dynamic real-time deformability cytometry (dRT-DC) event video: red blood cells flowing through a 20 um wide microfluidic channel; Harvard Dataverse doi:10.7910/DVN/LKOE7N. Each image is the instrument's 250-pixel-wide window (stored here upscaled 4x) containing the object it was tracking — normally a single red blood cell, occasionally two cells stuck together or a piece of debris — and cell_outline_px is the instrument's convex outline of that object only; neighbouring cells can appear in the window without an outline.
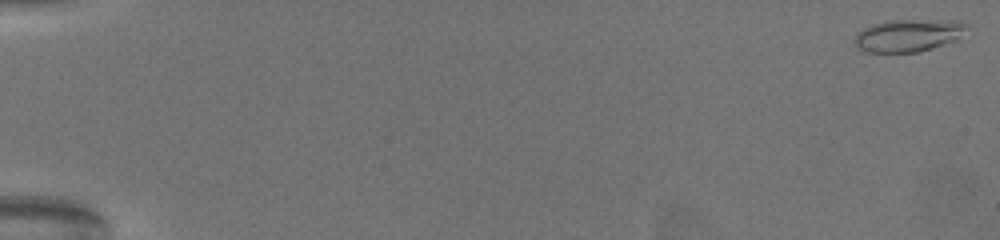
{"species": "common noctule bat (a hibernating species)", "species_latin": "Nyctalus noctula", "temperature_condition": "warm", "stored_images_in_passage": 42, "camera_frame_rate_fps": 3000, "um_per_image_px": 0.085, "animal": {"sex": "female", "body_mass_g": 19.5, "forearm_length_mm": 54.1}, "frame": {"image": 1, "passage_image": 1, "time_ms": 0.0, "image_size_px": [1000, 240], "cell_outline_px": [[968, 24], [956, 40], [920, 52], [868, 52], [856, 48], [852, 40], [856, 32], [872, 24], [888, 20], [960, 20]], "centroid_in_image_um": [77.14, 3.0], "position_along_channel_um": 7.9, "area_um2": 21.39}}
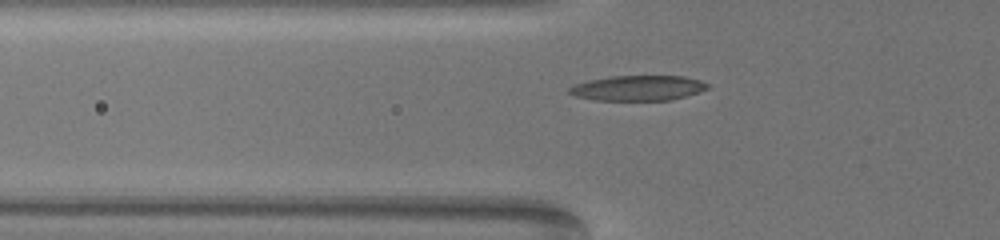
{"frame": {"image": 2, "passage_image": 24, "time_ms": 7.667, "image_size_px": [1000, 240], "cell_outline_px": [[708, 88], [672, 100], [596, 100], [576, 96], [568, 92], [568, 88], [576, 84], [588, 80], [612, 76], [684, 76], [700, 80], [708, 84]], "centroid_in_image_um": [54.21, 7.48], "position_along_channel_um": 71.6, "area_um2": 20.06}}
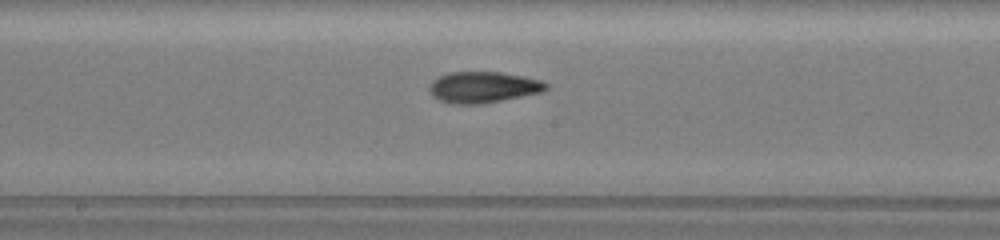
{"frame": {"image": 3, "passage_image": 36, "time_ms": 11.667, "image_size_px": [1000, 240], "cell_outline_px": [[548, 88], [544, 92], [480, 104], [452, 104], [440, 100], [432, 96], [428, 92], [428, 88], [432, 80], [448, 72], [500, 72], [524, 76], [540, 80], [548, 84]], "centroid_in_image_um": [41.05, 7.41], "position_along_channel_um": 207.1, "area_um2": 21.33}}